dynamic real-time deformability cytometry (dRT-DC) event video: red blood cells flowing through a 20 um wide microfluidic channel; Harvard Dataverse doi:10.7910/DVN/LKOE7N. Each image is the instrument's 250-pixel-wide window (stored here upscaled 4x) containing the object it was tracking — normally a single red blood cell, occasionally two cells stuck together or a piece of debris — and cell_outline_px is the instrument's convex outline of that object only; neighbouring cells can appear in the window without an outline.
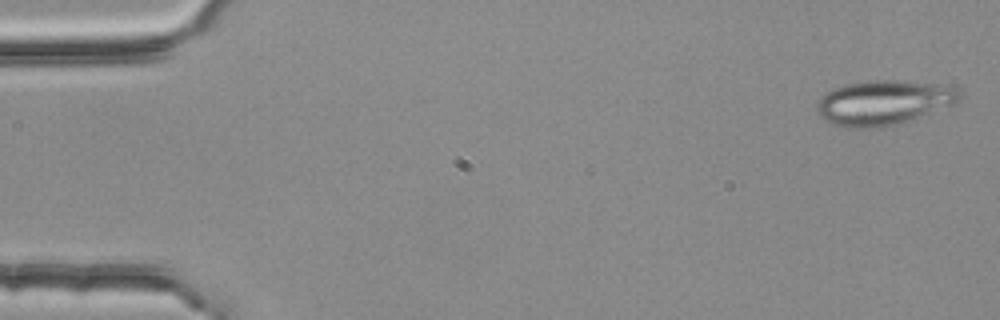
{"species": "common noctule bat (a hibernating species)", "species_latin": "Nyctalus noctula", "temperature_condition": "room temperature", "stored_images_in_passage": 4, "camera_frame_rate_fps": 3000, "um_per_image_px": 0.085, "animal": {"sex": "female", "body_mass_g": 25.1}, "frame": {"image": 1, "passage_image": 1, "time_ms": 0.0, "image_size_px": [1000, 320], "cell_outline_px": [[960, 96], [952, 104], [908, 120], [884, 128], [848, 128], [832, 124], [824, 120], [816, 112], [816, 104], [820, 96], [832, 88], [844, 84], [868, 80], [904, 80], [952, 84], [956, 88]], "centroid_in_image_um": [75.04, 8.7], "position_along_channel_um": 10.0, "area_um2": 37.57}}